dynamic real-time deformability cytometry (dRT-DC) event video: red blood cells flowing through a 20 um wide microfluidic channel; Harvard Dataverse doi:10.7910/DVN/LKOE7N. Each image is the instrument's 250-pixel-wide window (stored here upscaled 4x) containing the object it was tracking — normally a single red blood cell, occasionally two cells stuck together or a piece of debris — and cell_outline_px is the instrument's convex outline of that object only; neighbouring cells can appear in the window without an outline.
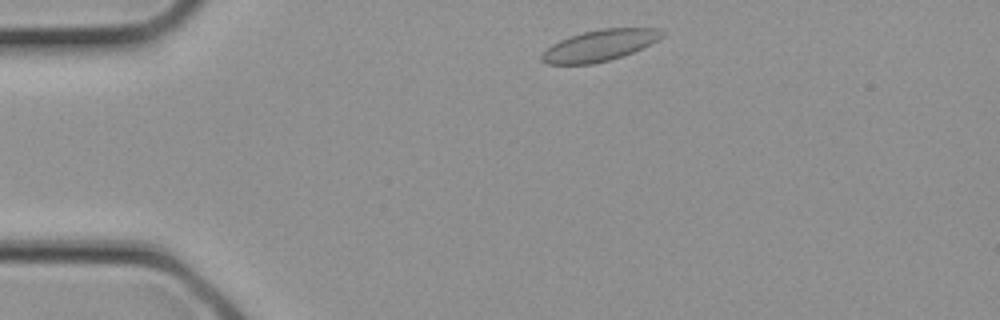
{"species": "common noctule bat (a hibernating species)", "species_latin": "Nyctalus noctula", "temperature_condition": "cold", "stored_images_in_passage": 17, "camera_frame_rate_fps": 3000, "um_per_image_px": 0.085, "animal": {"sex": "female", "body_mass_g": 21.9}, "frame": {"image": 1, "passage_image": 2, "time_ms": 0.333, "image_size_px": [1000, 320], "cell_outline_px": [[664, 36], [624, 56], [592, 64], [548, 64], [540, 60], [540, 56], [552, 44], [568, 36], [584, 32], [604, 28], [656, 28], [664, 32]], "centroid_in_image_um": [50.94, 3.86], "position_along_channel_um": 34.1, "area_um2": 21.62}}
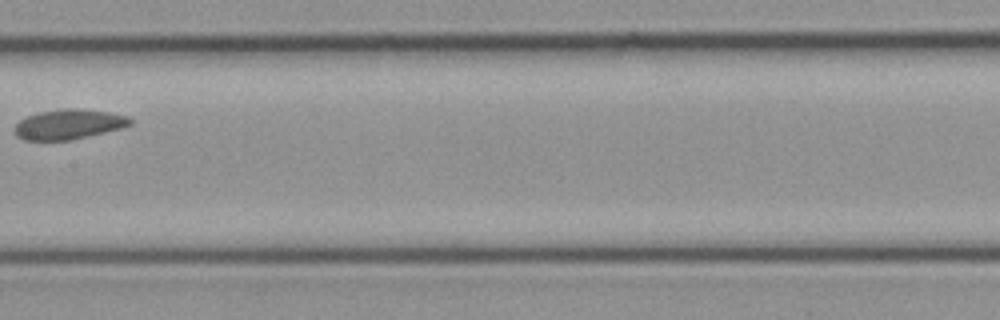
{"frame": {"image": 2, "passage_image": 11, "time_ms": 3.333, "image_size_px": [1000, 320], "cell_outline_px": [[132, 124], [124, 128], [68, 140], [24, 140], [16, 136], [12, 128], [20, 120], [28, 116], [40, 112], [72, 108], [80, 108], [108, 112], [128, 116], [132, 120]], "centroid_in_image_um": [5.84, 10.57], "position_along_channel_um": 201.6, "area_um2": 20.11}}
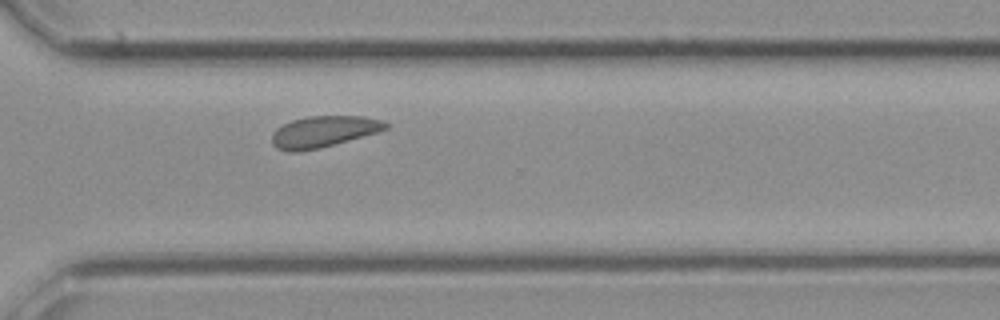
{"frame": {"image": 3, "passage_image": 17, "time_ms": 5.333, "image_size_px": [1000, 320], "cell_outline_px": [[388, 128], [376, 132], [320, 148], [300, 152], [288, 152], [276, 148], [272, 144], [272, 132], [276, 128], [292, 120], [308, 116], [364, 116], [384, 120], [388, 124]], "centroid_in_image_um": [27.46, 11.19], "position_along_channel_um": 343.1, "area_um2": 20.75}}